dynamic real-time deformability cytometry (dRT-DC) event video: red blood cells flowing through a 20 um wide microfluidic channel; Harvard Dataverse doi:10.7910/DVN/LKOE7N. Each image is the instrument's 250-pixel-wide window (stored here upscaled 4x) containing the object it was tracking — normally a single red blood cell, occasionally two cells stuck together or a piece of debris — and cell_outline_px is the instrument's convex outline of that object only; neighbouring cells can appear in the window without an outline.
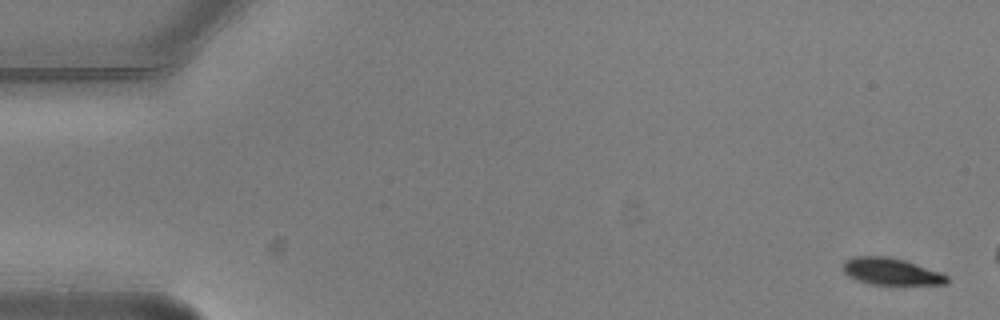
{"species": "common noctule bat (a hibernating species)", "species_latin": "Nyctalus noctula", "temperature_condition": "warm", "stored_images_in_passage": 4, "camera_frame_rate_fps": 3000, "um_per_image_px": 0.085, "animal": {"sex": "male", "body_mass_g": 20.5, "forearm_length_mm": 52.5}, "frame": {"image": 1, "passage_image": 1, "time_ms": 0.0, "image_size_px": [1000, 320], "cell_outline_px": [[948, 284], [872, 284], [856, 280], [848, 276], [844, 272], [844, 260], [852, 256], [888, 256], [904, 260], [940, 272], [948, 276]], "centroid_in_image_um": [75.72, 23.07], "position_along_channel_um": 9.3, "area_um2": 16.18}}